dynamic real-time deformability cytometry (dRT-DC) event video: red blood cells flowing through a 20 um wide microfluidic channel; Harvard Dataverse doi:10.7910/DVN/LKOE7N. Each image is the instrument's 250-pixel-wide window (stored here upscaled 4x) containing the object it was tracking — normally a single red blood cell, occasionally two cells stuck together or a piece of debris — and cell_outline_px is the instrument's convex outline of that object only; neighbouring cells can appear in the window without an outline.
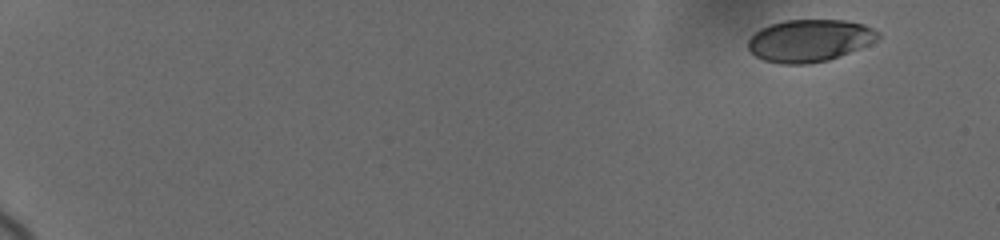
{"species": "human", "species_latin": "Homo sapiens", "temperature_condition": "cold", "stored_images_in_passage": 77, "camera_frame_rate_fps": 3000, "um_per_image_px": 0.085, "donor": {"sex": "female"}, "frame": {"image": 1, "passage_image": 1, "time_ms": 0.0, "image_size_px": [1000, 240], "cell_outline_px": [[880, 36], [876, 40], [860, 48], [828, 60], [808, 64], [780, 64], [764, 60], [756, 56], [748, 48], [748, 40], [760, 28], [768, 24], [784, 20], [844, 20], [864, 24], [880, 32]], "centroid_in_image_um": [68.8, 3.44], "position_along_channel_um": 16.2, "area_um2": 32.02}}
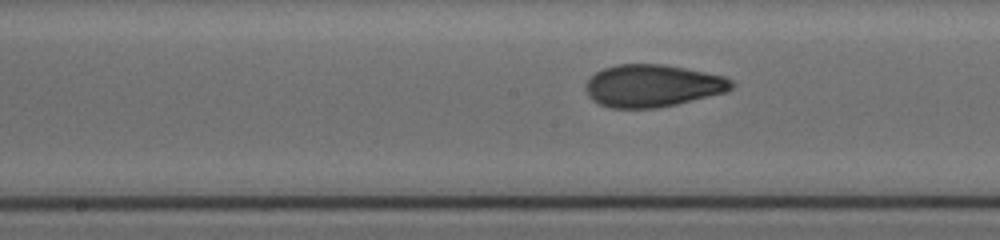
{"frame": {"image": 2, "passage_image": 41, "time_ms": 9.667, "image_size_px": [1000, 240], "cell_outline_px": [[732, 88], [728, 92], [676, 104], [656, 108], [608, 108], [592, 100], [588, 96], [584, 88], [584, 84], [588, 76], [604, 68], [616, 64], [664, 64], [724, 76], [732, 80]], "centroid_in_image_um": [55.41, 7.29], "position_along_channel_um": 192.8, "area_um2": 36.3}}
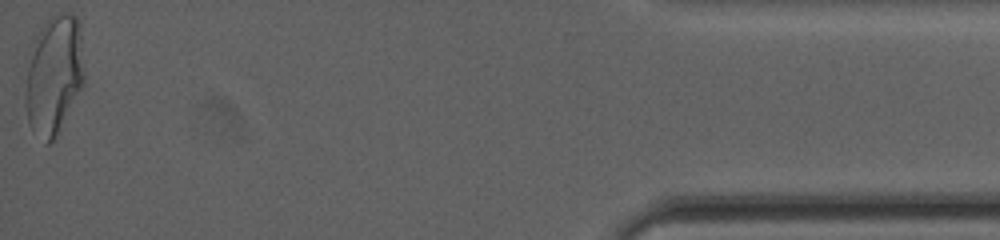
{"frame": {"image": 3, "passage_image": 76, "time_ms": 18.0, "image_size_px": [1000, 240], "cell_outline_px": [[84, 88], [52, 140], [48, 144], [44, 144], [28, 120], [24, 104], [24, 92], [28, 52], [36, 32], [48, 16], [56, 12], [72, 12], [76, 16], [80, 24], [84, 72]], "centroid_in_image_um": [4.57, 6.27], "position_along_channel_um": 430.6, "area_um2": 41.96}, "authors_computed_cell_mechanics": {"area_um2": 35.258, "velocity_mm_per_s": 3.6819, "shape_relaxation_time_tau1_ms": 6.3611, "shape_relaxation_time_tau2_ms": 1.0843, "deformation_change_tau1": 0.1983, "deformation_change_tau2": 0.0588}}